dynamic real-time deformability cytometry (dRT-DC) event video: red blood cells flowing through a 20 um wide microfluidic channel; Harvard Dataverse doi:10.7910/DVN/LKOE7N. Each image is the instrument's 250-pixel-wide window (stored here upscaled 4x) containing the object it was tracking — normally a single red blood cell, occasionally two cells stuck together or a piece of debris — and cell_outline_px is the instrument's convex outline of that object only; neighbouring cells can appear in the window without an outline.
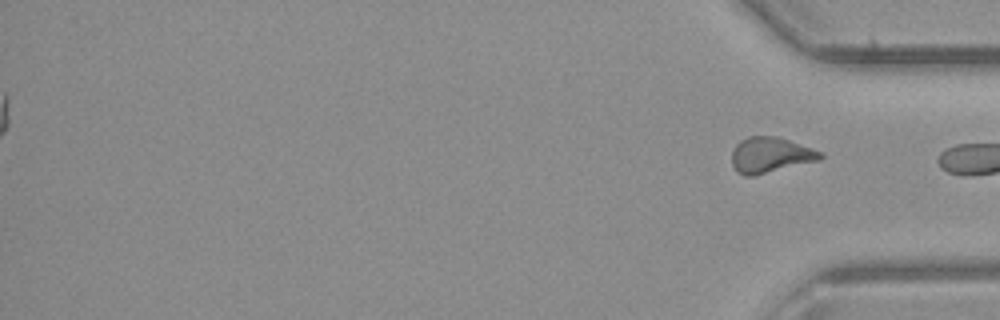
{"species": "common noctule bat (a hibernating species)", "species_latin": "Nyctalus noctula", "temperature_condition": "room temperature", "stored_images_in_passage": 29, "segment_of_instrument_passage": [2, 2], "camera_frame_rate_fps": 3000, "um_per_image_px": 0.085, "animal": {"sex": "male", "body_mass_g": 23.1, "forearm_length_mm": 52.7}, "frame": {"image": 1, "passage_image": 29, "time_ms": 9.333, "image_size_px": [1000, 320], "cell_outline_px": [[824, 156], [820, 160], [752, 176], [744, 176], [732, 164], [732, 148], [740, 140], [748, 136], [776, 136], [824, 152]], "centroid_in_image_um": [65.49, 13.16], "position_along_channel_um": 369.7, "area_um2": 18.26}}